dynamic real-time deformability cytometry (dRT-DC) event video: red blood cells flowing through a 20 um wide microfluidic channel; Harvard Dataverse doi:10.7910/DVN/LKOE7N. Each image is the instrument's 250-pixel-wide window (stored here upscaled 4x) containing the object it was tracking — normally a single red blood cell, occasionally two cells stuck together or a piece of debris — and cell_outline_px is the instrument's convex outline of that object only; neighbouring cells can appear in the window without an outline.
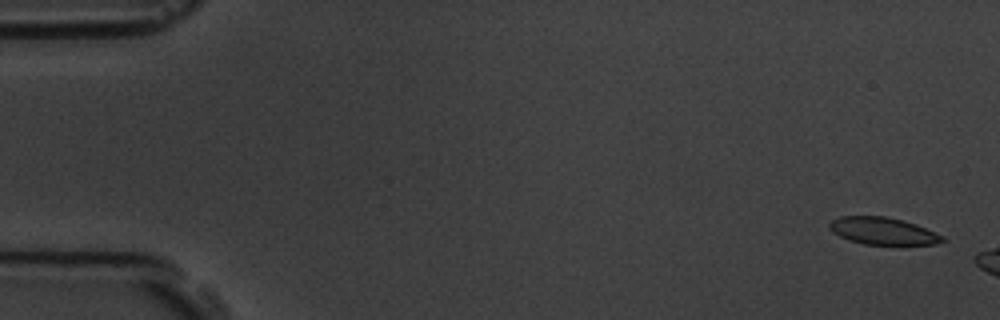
{"species": "common noctule bat (a hibernating species)", "species_latin": "Nyctalus noctula", "temperature_condition": "room temperature", "stored_images_in_passage": 3, "camera_frame_rate_fps": 3000, "um_per_image_px": 0.085, "animal": {"sex": "male", "body_mass_g": 19.5, "forearm_length_mm": 54.6}, "frame": {"image": 1, "passage_image": 1, "time_ms": 0.0, "image_size_px": [1000, 320], "cell_outline_px": [[948, 240], [936, 244], [864, 244], [848, 240], [832, 232], [828, 228], [828, 224], [832, 220], [840, 216], [884, 216], [904, 220], [916, 224], [944, 236]], "centroid_in_image_um": [75.04, 19.63], "position_along_channel_um": 10.0, "area_um2": 17.98}}